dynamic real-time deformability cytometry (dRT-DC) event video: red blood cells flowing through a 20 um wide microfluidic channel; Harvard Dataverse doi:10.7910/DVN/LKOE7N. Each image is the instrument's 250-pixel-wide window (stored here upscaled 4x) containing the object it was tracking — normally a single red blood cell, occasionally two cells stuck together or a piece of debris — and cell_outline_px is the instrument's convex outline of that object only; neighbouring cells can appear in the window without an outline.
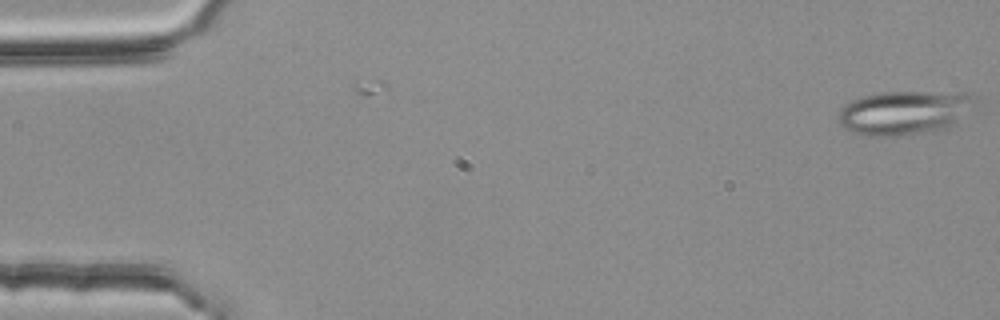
{"species": "common noctule bat (a hibernating species)", "species_latin": "Nyctalus noctula", "temperature_condition": "room temperature", "stored_images_in_passage": 2, "camera_frame_rate_fps": 3000, "um_per_image_px": 0.085, "animal": {"sex": "female", "body_mass_g": 25.1}, "frame": {"image": 1, "passage_image": 2, "time_ms": 0.333, "image_size_px": [1000, 320], "cell_outline_px": [[984, 100], [980, 108], [952, 128], [928, 132], [896, 136], [868, 136], [856, 132], [840, 124], [836, 120], [836, 116], [840, 108], [852, 100], [864, 96], [880, 92], [972, 92], [980, 96]], "centroid_in_image_um": [77.13, 9.55], "position_along_channel_um": 7.9, "area_um2": 36.82}}